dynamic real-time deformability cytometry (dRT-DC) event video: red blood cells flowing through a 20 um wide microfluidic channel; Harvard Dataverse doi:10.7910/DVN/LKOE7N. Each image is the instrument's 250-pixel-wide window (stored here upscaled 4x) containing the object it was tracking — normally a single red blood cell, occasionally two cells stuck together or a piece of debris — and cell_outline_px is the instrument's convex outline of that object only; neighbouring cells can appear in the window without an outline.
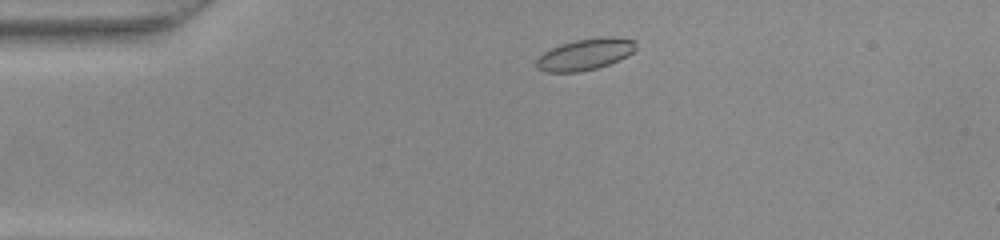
{"species": "common noctule bat (a hibernating species)", "species_latin": "Nyctalus noctula", "temperature_condition": "warm", "stored_images_in_passage": 9, "camera_frame_rate_fps": 3000, "um_per_image_px": 0.085, "animal": {"sex": "female", "body_mass_g": 22.0, "forearm_length_mm": 56.7}, "frame": {"image": 1, "passage_image": 4, "time_ms": 1.0, "image_size_px": [1000, 240], "cell_outline_px": [[636, 48], [628, 56], [608, 64], [596, 68], [580, 72], [544, 72], [536, 68], [536, 60], [544, 52], [560, 44], [576, 40], [608, 36], [612, 36], [636, 40]], "centroid_in_image_um": [49.74, 4.62], "position_along_channel_um": 35.3, "area_um2": 18.21}}